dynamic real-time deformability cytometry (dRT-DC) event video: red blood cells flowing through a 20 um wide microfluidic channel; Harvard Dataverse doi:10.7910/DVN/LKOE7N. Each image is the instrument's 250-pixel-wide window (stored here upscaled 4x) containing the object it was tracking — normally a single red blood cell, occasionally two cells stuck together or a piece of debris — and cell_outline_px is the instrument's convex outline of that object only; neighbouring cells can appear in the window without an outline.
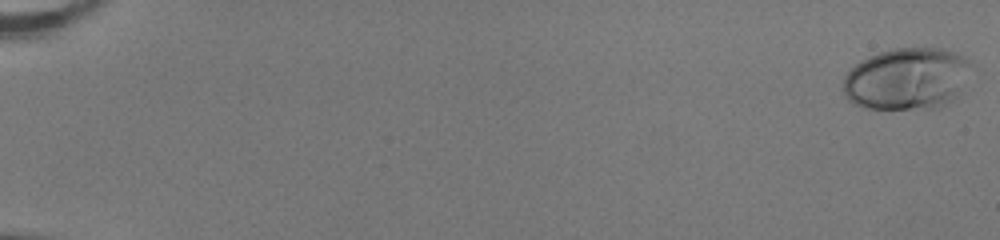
{"species": "human", "species_latin": "Homo sapiens", "temperature_condition": "room temperature", "stored_images_in_passage": 53, "camera_frame_rate_fps": 3000, "um_per_image_px": 0.085, "donor": {"sex": "female"}, "frame": {"image": 1, "passage_image": 1, "time_ms": 0.0, "image_size_px": [1000, 240], "cell_outline_px": [[944, 56], [924, 100], [916, 104], [904, 108], [872, 108], [856, 100], [848, 92], [844, 84], [848, 72], [872, 56], [884, 52], [904, 48], [940, 52]], "centroid_in_image_um": [75.99, 6.65], "position_along_channel_um": 9.0, "area_um2": 31.62}}
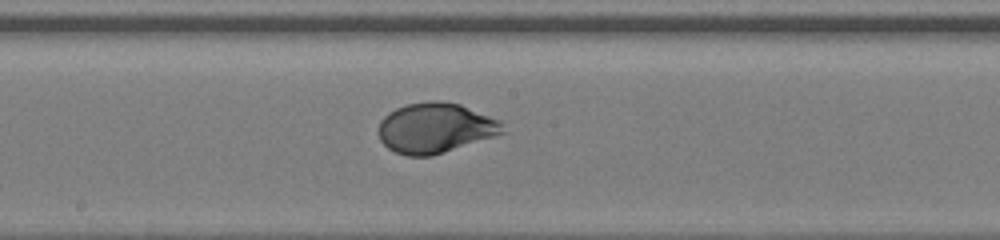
{"frame": {"image": 2, "passage_image": 31, "time_ms": 10.0, "image_size_px": [1000, 240], "cell_outline_px": [[500, 132], [428, 156], [408, 156], [396, 152], [388, 148], [380, 140], [380, 124], [384, 116], [396, 108], [408, 104], [460, 104], [496, 120], [500, 124]], "centroid_in_image_um": [36.86, 10.9], "position_along_channel_um": 211.3, "area_um2": 33.7}}
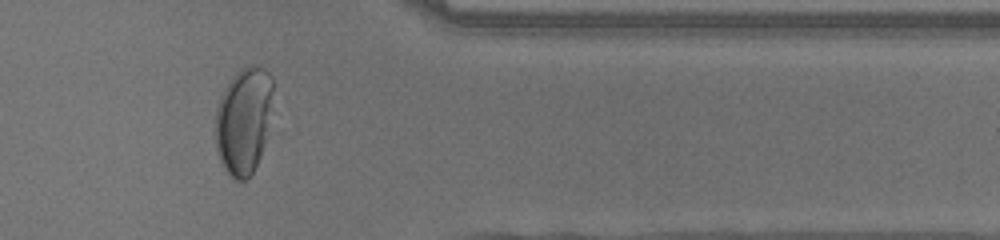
{"frame": {"image": 3, "passage_image": 45, "time_ms": 14.667, "image_size_px": [1000, 240], "cell_outline_px": [[272, 88], [260, 152], [256, 164], [252, 172], [244, 180], [240, 180], [232, 176], [228, 172], [220, 156], [216, 144], [216, 112], [228, 88], [248, 68], [260, 68], [272, 80]], "centroid_in_image_um": [20.68, 10.37], "position_along_channel_um": 390.7, "area_um2": 32.08}, "authors_computed_cell_mechanics": {"area_um2": 33.6396, "velocity_mm_per_s": 4.0276, "shape_relaxation_time_tau1_ms": 3.6225, "shape_relaxation_time_tau2_ms": null, "deformation_change_tau1": 0.2136, "deformation_change_tau2": null}}